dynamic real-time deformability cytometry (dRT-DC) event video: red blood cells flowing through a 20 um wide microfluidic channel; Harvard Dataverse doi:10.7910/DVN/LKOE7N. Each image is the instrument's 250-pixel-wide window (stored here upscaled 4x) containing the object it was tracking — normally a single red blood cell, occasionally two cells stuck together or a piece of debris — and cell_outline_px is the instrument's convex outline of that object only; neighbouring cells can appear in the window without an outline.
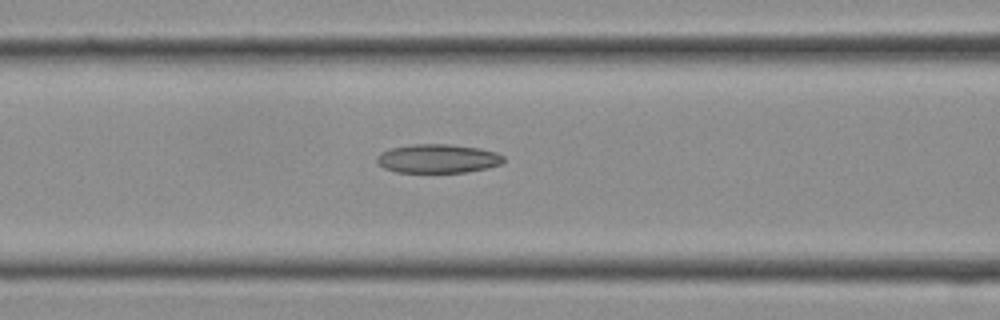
{"species": "Egyptian fruit bat (a non-hibernating species)", "species_latin": "Rousettus aegyptiacus", "temperature_condition": "cold", "stored_images_in_passage": 6, "camera_frame_rate_fps": 3000, "um_per_image_px": 0.085, "frame": {"image": 1, "passage_image": 5, "time_ms": 1.333, "image_size_px": [1000, 320], "cell_outline_px": [[504, 160], [500, 164], [488, 168], [464, 172], [396, 172], [384, 168], [376, 160], [376, 156], [380, 152], [392, 148], [412, 144], [452, 144], [480, 148], [496, 152], [504, 156]], "centroid_in_image_um": [37.22, 13.47], "position_along_channel_um": 129.4, "area_um2": 21.33}}